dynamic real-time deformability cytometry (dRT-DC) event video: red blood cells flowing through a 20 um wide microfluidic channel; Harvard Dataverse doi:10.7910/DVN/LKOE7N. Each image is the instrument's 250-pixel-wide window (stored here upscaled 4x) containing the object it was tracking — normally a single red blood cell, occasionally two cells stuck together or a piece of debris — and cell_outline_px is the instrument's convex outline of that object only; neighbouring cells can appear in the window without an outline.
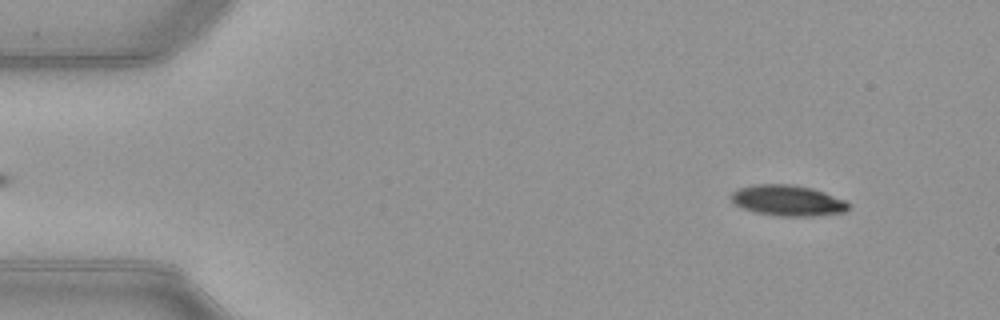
{"species": "common noctule bat (a hibernating species)", "species_latin": "Nyctalus noctula", "temperature_condition": "warm", "stored_images_in_passage": 49, "camera_frame_rate_fps": 3000, "um_per_image_px": 0.085, "animal": {"sex": "female", "body_mass_g": 21.9}, "frame": {"image": 1, "passage_image": 3, "time_ms": 0.667, "image_size_px": [1000, 320], "cell_outline_px": [[848, 208], [844, 212], [812, 216], [776, 216], [752, 212], [736, 204], [732, 200], [732, 192], [740, 188], [756, 184], [788, 184], [812, 188], [824, 192], [844, 200], [848, 204]], "centroid_in_image_um": [66.94, 17.05], "position_along_channel_um": 18.1, "area_um2": 20.81}}
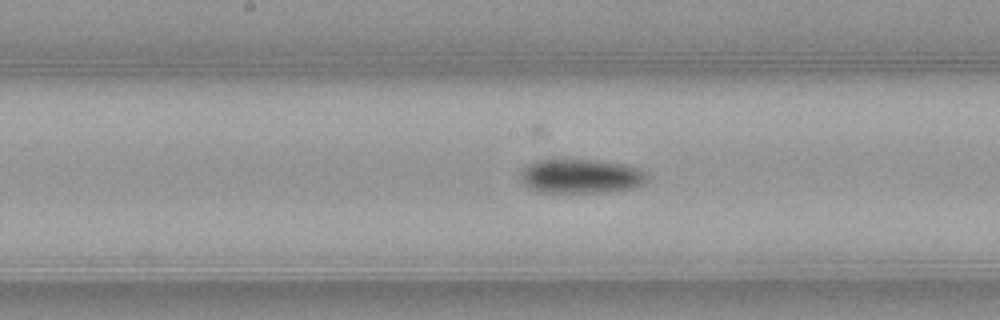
{"frame": {"image": 2, "passage_image": 24, "time_ms": 7.667, "image_size_px": [1000, 320], "cell_outline_px": [[648, 180], [644, 184], [632, 188], [604, 192], [536, 192], [528, 188], [524, 184], [520, 172], [528, 164], [544, 156], [552, 156], [596, 160], [624, 164], [640, 168], [648, 172]], "centroid_in_image_um": [49.34, 14.92], "position_along_channel_um": 198.9, "area_um2": 26.41}}
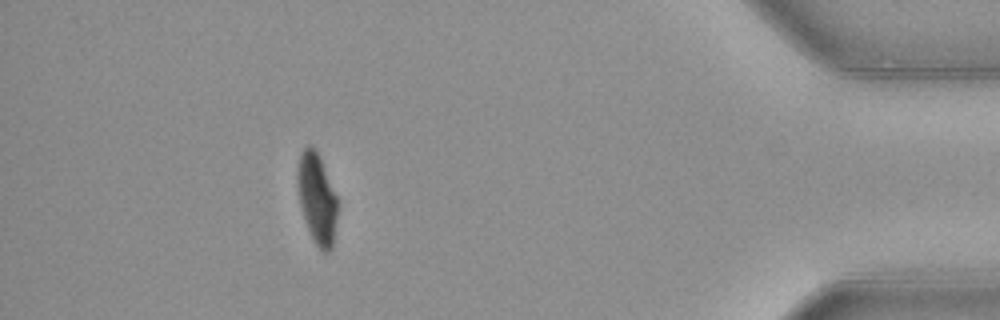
{"frame": {"image": 3, "passage_image": 44, "time_ms": 14.333, "image_size_px": [1000, 320], "cell_outline_px": [[336, 220], [332, 248], [328, 252], [324, 252], [316, 244], [308, 228], [300, 204], [296, 180], [296, 168], [300, 156], [304, 148], [308, 144], [316, 148], [320, 156], [336, 196]], "centroid_in_image_um": [26.91, 16.81], "position_along_channel_um": 408.3, "area_um2": 20.81}, "authors_computed_cell_mechanics": {"area_um2": 23.12, "velocity_mm_per_s": 3.9936, "shape_relaxation_time_tau1_ms": 4.0579, "shape_relaxation_time_tau2_ms": null, "deformation_change_tau1": 0.1682, "deformation_change_tau2": null}}